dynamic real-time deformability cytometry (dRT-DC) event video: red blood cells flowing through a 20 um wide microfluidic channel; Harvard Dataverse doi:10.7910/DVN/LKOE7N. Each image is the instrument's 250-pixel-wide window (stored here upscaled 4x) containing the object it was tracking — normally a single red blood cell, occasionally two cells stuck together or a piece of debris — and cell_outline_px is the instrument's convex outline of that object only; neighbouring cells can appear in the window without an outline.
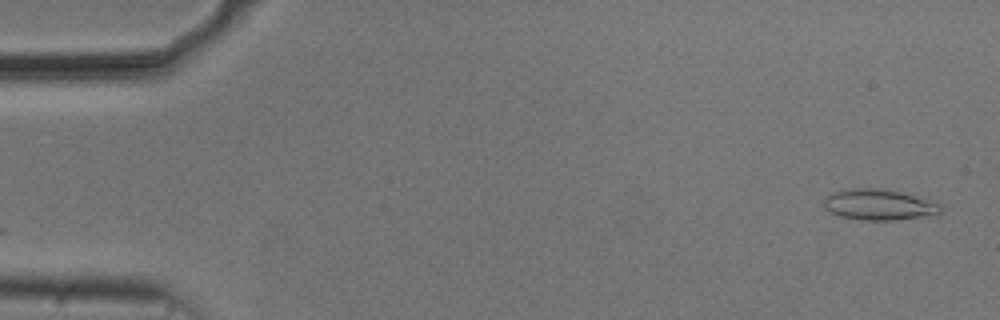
{"species": "common noctule bat (a hibernating species)", "species_latin": "Nyctalus noctula", "temperature_condition": "cold", "stored_images_in_passage": 54, "camera_frame_rate_fps": 3000, "um_per_image_px": 0.085, "animal": {"sex": "male", "body_mass_g": 20.5, "forearm_length_mm": 52.5}, "frame": {"image": 1, "passage_image": 2, "time_ms": 0.333, "image_size_px": [1000, 320], "cell_outline_px": [[944, 208], [936, 216], [892, 220], [860, 220], [840, 216], [828, 212], [824, 208], [824, 200], [832, 192], [848, 188], [884, 188], [900, 192], [928, 200], [940, 204]], "centroid_in_image_um": [74.72, 17.41], "position_along_channel_um": 10.3, "area_um2": 21.27}}
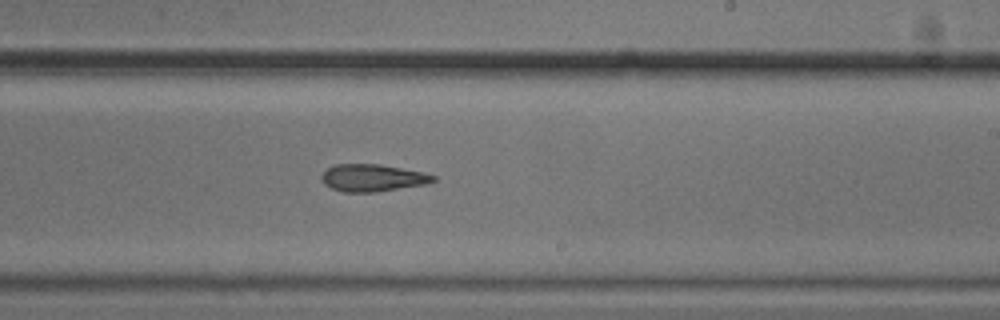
{"frame": {"image": 2, "passage_image": 32, "time_ms": 10.333, "image_size_px": [1000, 320], "cell_outline_px": [[436, 180], [428, 184], [376, 192], [344, 192], [332, 188], [324, 184], [320, 176], [328, 168], [336, 164], [380, 164], [424, 172], [436, 176]], "centroid_in_image_um": [31.7, 15.12], "position_along_channel_um": 257.3, "area_um2": 17.8}}
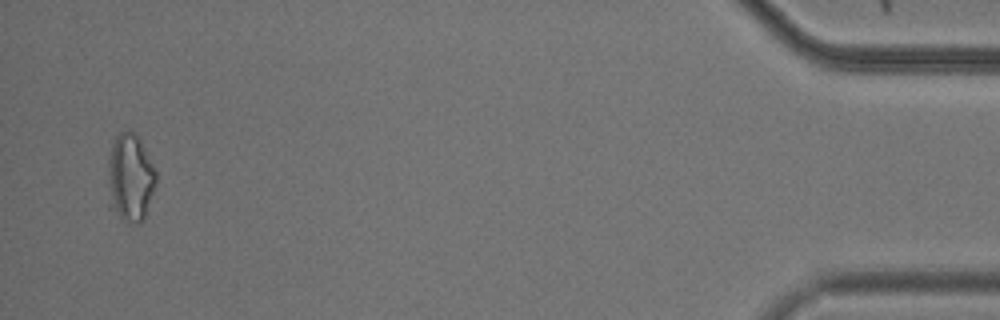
{"frame": {"image": 3, "passage_image": 52, "time_ms": 17.0, "image_size_px": [1000, 320], "cell_outline_px": [[156, 188], [144, 220], [140, 224], [124, 220], [108, 208], [108, 160], [112, 144], [116, 136], [120, 132], [128, 128], [140, 140], [156, 172]], "centroid_in_image_um": [11.06, 15.15], "position_along_channel_um": 424.1, "area_um2": 25.03}, "authors_computed_cell_mechanics": {"area_um2": 18.8717, "velocity_mm_per_s": 3.7377, "shape_relaxation_time_tau1_ms": 8.3874, "shape_relaxation_time_tau2_ms": null, "deformation_change_tau1": 0.1929, "deformation_change_tau2": null}}